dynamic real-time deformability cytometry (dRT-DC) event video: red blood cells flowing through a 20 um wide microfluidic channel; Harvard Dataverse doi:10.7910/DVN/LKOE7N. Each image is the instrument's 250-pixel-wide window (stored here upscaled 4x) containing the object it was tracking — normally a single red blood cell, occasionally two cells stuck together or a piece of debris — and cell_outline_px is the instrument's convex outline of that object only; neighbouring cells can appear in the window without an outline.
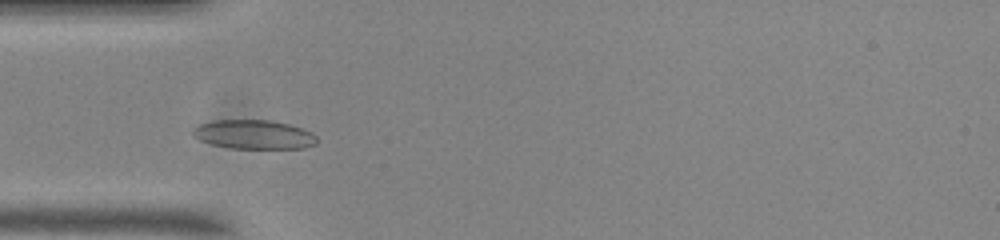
{"species": "common noctule bat (a hibernating species)", "species_latin": "Nyctalus noctula", "temperature_condition": "room temperature", "stored_images_in_passage": 48, "camera_frame_rate_fps": 3000, "um_per_image_px": 0.085, "animal": {"sex": "male", "body_mass_g": 20.0, "forearm_length_mm": 53.3}, "frame": {"image": 1, "passage_image": 9, "time_ms": 2.667, "image_size_px": [1000, 240], "cell_outline_px": [[316, 144], [304, 148], [232, 148], [212, 144], [200, 140], [192, 136], [192, 128], [196, 124], [216, 120], [272, 120], [288, 124], [312, 132], [316, 136]], "centroid_in_image_um": [21.54, 11.42], "position_along_channel_um": 63.5, "area_um2": 21.04}}
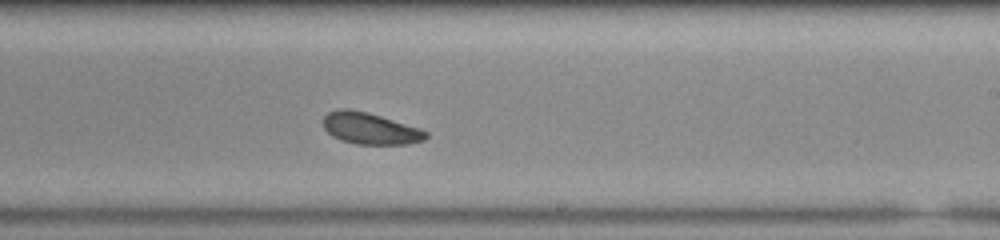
{"frame": {"image": 2, "passage_image": 25, "time_ms": 8.0, "image_size_px": [1000, 240], "cell_outline_px": [[428, 136], [424, 140], [408, 144], [356, 144], [340, 140], [332, 136], [324, 128], [324, 116], [328, 112], [340, 108], [352, 108], [368, 112], [420, 128], [428, 132]], "centroid_in_image_um": [31.46, 10.91], "position_along_channel_um": 257.5, "area_um2": 19.02}}
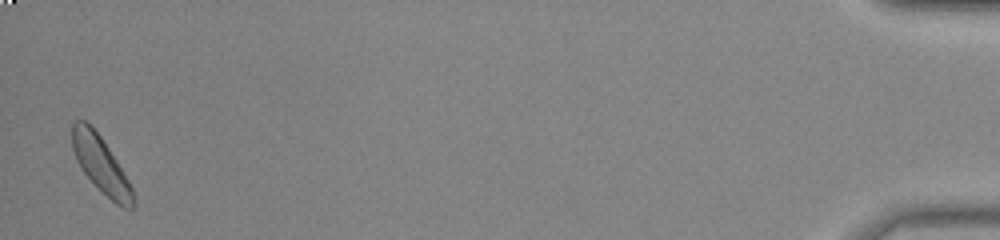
{"frame": {"image": 3, "passage_image": 47, "time_ms": 15.333, "image_size_px": [1000, 240], "cell_outline_px": [[136, 208], [124, 208], [116, 204], [80, 168], [76, 160], [72, 148], [72, 124], [76, 120], [84, 120], [100, 136], [116, 160], [128, 180], [132, 188], [136, 204]], "centroid_in_image_um": [8.58, 14.0], "position_along_channel_um": 426.6, "area_um2": 19.42}, "authors_computed_cell_mechanics": {"area_um2": 19.363, "velocity_mm_per_s": 3.6433, "shape_relaxation_time_tau1_ms": 4.0135, "shape_relaxation_time_tau2_ms": null, "deformation_change_tau1": 0.0891, "deformation_change_tau2": null}}